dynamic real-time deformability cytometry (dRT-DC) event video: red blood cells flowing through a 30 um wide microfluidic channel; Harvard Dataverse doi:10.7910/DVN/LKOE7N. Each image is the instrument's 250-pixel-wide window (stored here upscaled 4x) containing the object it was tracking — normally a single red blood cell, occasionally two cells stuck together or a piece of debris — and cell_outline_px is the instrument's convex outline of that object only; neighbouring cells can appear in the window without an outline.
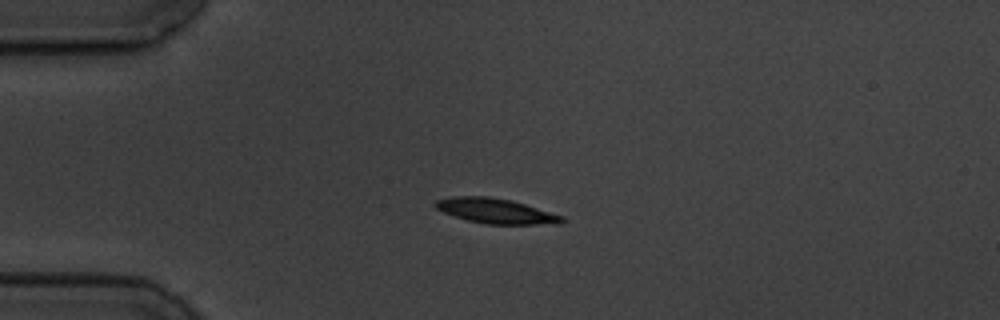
{"species": "common noctule bat (a hibernating species)", "species_latin": "Nyctalus noctula", "temperature_condition": "cold", "stored_images_in_passage": 5, "camera_frame_rate_fps": 3000, "um_per_image_px": 0.085, "animal": {"sex": "male", "body_mass_g": 19.5, "forearm_length_mm": 54.6}, "frame": {"image": 1, "passage_image": 4, "time_ms": 3.667, "image_size_px": [1000, 320], "cell_outline_px": [[568, 220], [560, 224], [488, 224], [468, 220], [444, 212], [436, 208], [436, 200], [452, 196], [488, 196], [512, 200], [564, 216]], "centroid_in_image_um": [42.22, 17.93], "position_along_channel_um": 42.8, "area_um2": 18.38}}